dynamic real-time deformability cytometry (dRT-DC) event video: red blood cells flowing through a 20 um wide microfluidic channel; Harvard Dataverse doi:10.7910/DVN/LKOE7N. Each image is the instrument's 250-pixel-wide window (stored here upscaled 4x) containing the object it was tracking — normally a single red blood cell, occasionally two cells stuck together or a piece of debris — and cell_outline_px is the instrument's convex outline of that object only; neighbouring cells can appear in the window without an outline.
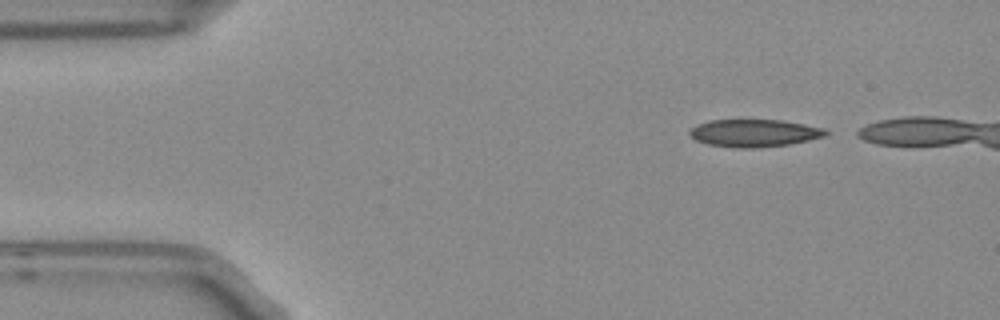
{"species": "Egyptian fruit bat (a non-hibernating species)", "species_latin": "Rousettus aegyptiacus", "temperature_condition": "room temperature", "stored_images_in_passage": 4, "segment_of_instrument_passage": [1, 2], "camera_frame_rate_fps": 3000, "um_per_image_px": 0.085, "frame": {"image": 1, "passage_image": 1, "time_ms": 0.0, "image_size_px": [1000, 320], "cell_outline_px": [[828, 132], [824, 136], [808, 140], [788, 144], [752, 148], [740, 148], [708, 144], [696, 140], [688, 132], [696, 124], [708, 120], [780, 120], [804, 124], [824, 128]], "centroid_in_image_um": [64.08, 11.3], "position_along_channel_um": 20.9, "area_um2": 21.56}}